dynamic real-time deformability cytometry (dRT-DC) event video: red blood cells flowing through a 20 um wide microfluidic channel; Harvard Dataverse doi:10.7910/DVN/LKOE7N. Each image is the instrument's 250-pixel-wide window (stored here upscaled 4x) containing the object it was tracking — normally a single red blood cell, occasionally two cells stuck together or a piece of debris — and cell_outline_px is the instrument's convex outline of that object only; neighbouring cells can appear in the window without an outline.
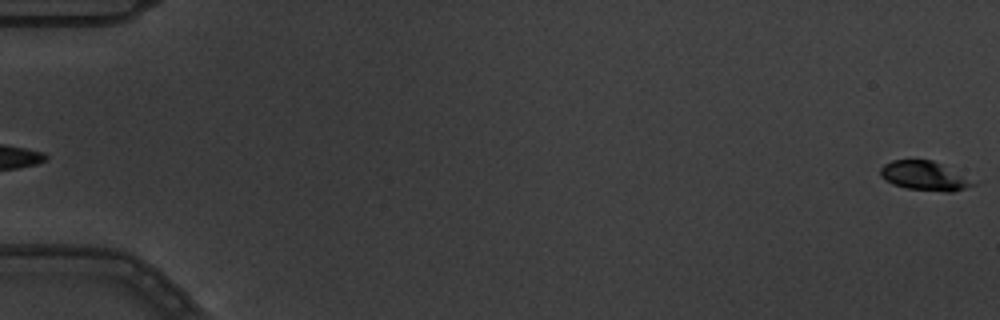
{"species": "common noctule bat (a hibernating species)", "species_latin": "Nyctalus noctula", "temperature_condition": "warm", "stored_images_in_passage": 3, "camera_frame_rate_fps": 3000, "um_per_image_px": 0.085, "animal": {"sex": "male", "body_mass_g": 19.5, "forearm_length_mm": 54.6}, "frame": {"image": 1, "passage_image": 3, "time_ms": 0.667, "image_size_px": [1000, 320], "cell_outline_px": [[976, 184], [952, 192], [944, 192], [904, 188], [892, 184], [884, 180], [880, 176], [880, 168], [884, 164], [892, 160], [932, 160], [940, 164]], "centroid_in_image_um": [78.46, 14.96], "position_along_channel_um": 6.5, "area_um2": 15.37}}